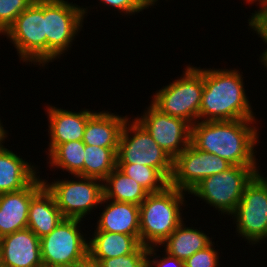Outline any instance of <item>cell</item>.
Returning <instances> with one entry per match:
<instances>
[{
  "instance_id": "cell-1",
  "label": "cell",
  "mask_w": 267,
  "mask_h": 267,
  "mask_svg": "<svg viewBox=\"0 0 267 267\" xmlns=\"http://www.w3.org/2000/svg\"><path fill=\"white\" fill-rule=\"evenodd\" d=\"M261 118L232 121H197L190 143L201 151L226 159L232 165L258 166L256 146L263 128ZM259 124V126H258Z\"/></svg>"
},
{
  "instance_id": "cell-2",
  "label": "cell",
  "mask_w": 267,
  "mask_h": 267,
  "mask_svg": "<svg viewBox=\"0 0 267 267\" xmlns=\"http://www.w3.org/2000/svg\"><path fill=\"white\" fill-rule=\"evenodd\" d=\"M242 74L238 68H203L199 121L257 119Z\"/></svg>"
},
{
  "instance_id": "cell-3",
  "label": "cell",
  "mask_w": 267,
  "mask_h": 267,
  "mask_svg": "<svg viewBox=\"0 0 267 267\" xmlns=\"http://www.w3.org/2000/svg\"><path fill=\"white\" fill-rule=\"evenodd\" d=\"M186 195L188 196L189 193L170 185L161 192L147 195L139 205L140 243L142 245L159 246L183 220L187 219L182 215L183 210L191 205L187 202Z\"/></svg>"
},
{
  "instance_id": "cell-4",
  "label": "cell",
  "mask_w": 267,
  "mask_h": 267,
  "mask_svg": "<svg viewBox=\"0 0 267 267\" xmlns=\"http://www.w3.org/2000/svg\"><path fill=\"white\" fill-rule=\"evenodd\" d=\"M182 74L151 97V103L161 112L187 121L191 126L199 121V109L204 90L203 68L185 65Z\"/></svg>"
},
{
  "instance_id": "cell-5",
  "label": "cell",
  "mask_w": 267,
  "mask_h": 267,
  "mask_svg": "<svg viewBox=\"0 0 267 267\" xmlns=\"http://www.w3.org/2000/svg\"><path fill=\"white\" fill-rule=\"evenodd\" d=\"M91 9L68 0H45L46 67L71 51Z\"/></svg>"
},
{
  "instance_id": "cell-6",
  "label": "cell",
  "mask_w": 267,
  "mask_h": 267,
  "mask_svg": "<svg viewBox=\"0 0 267 267\" xmlns=\"http://www.w3.org/2000/svg\"><path fill=\"white\" fill-rule=\"evenodd\" d=\"M260 167L232 165L226 171L204 178L189 195L213 207L219 216L229 217L238 206L246 185L260 172Z\"/></svg>"
},
{
  "instance_id": "cell-7",
  "label": "cell",
  "mask_w": 267,
  "mask_h": 267,
  "mask_svg": "<svg viewBox=\"0 0 267 267\" xmlns=\"http://www.w3.org/2000/svg\"><path fill=\"white\" fill-rule=\"evenodd\" d=\"M3 37L13 44L20 62L46 68L45 0H35L22 11Z\"/></svg>"
},
{
  "instance_id": "cell-8",
  "label": "cell",
  "mask_w": 267,
  "mask_h": 267,
  "mask_svg": "<svg viewBox=\"0 0 267 267\" xmlns=\"http://www.w3.org/2000/svg\"><path fill=\"white\" fill-rule=\"evenodd\" d=\"M42 180L64 218L86 222V217L98 209L104 197L103 181L97 178L68 175L64 180L58 177L52 178V182L45 178Z\"/></svg>"
},
{
  "instance_id": "cell-9",
  "label": "cell",
  "mask_w": 267,
  "mask_h": 267,
  "mask_svg": "<svg viewBox=\"0 0 267 267\" xmlns=\"http://www.w3.org/2000/svg\"><path fill=\"white\" fill-rule=\"evenodd\" d=\"M83 222L81 219L63 218L49 234L40 238L43 266L88 264L89 235Z\"/></svg>"
},
{
  "instance_id": "cell-10",
  "label": "cell",
  "mask_w": 267,
  "mask_h": 267,
  "mask_svg": "<svg viewBox=\"0 0 267 267\" xmlns=\"http://www.w3.org/2000/svg\"><path fill=\"white\" fill-rule=\"evenodd\" d=\"M261 172L246 185L238 206L229 216L236 237L254 247L267 241V180Z\"/></svg>"
},
{
  "instance_id": "cell-11",
  "label": "cell",
  "mask_w": 267,
  "mask_h": 267,
  "mask_svg": "<svg viewBox=\"0 0 267 267\" xmlns=\"http://www.w3.org/2000/svg\"><path fill=\"white\" fill-rule=\"evenodd\" d=\"M134 117H129L123 126L117 149V164L153 167L169 181L173 172V159Z\"/></svg>"
},
{
  "instance_id": "cell-12",
  "label": "cell",
  "mask_w": 267,
  "mask_h": 267,
  "mask_svg": "<svg viewBox=\"0 0 267 267\" xmlns=\"http://www.w3.org/2000/svg\"><path fill=\"white\" fill-rule=\"evenodd\" d=\"M145 109L140 115H136L135 119L159 147L174 159L190 144L191 125L181 118L161 112L150 102Z\"/></svg>"
},
{
  "instance_id": "cell-13",
  "label": "cell",
  "mask_w": 267,
  "mask_h": 267,
  "mask_svg": "<svg viewBox=\"0 0 267 267\" xmlns=\"http://www.w3.org/2000/svg\"><path fill=\"white\" fill-rule=\"evenodd\" d=\"M226 159L196 149L191 143L173 159V172L169 185L189 193L204 178L230 168Z\"/></svg>"
},
{
  "instance_id": "cell-14",
  "label": "cell",
  "mask_w": 267,
  "mask_h": 267,
  "mask_svg": "<svg viewBox=\"0 0 267 267\" xmlns=\"http://www.w3.org/2000/svg\"><path fill=\"white\" fill-rule=\"evenodd\" d=\"M48 119V148L45 149L48 156L59 144L72 141H82L88 118L95 112L92 109H81L78 112L71 109H63L45 106ZM71 110V111H70Z\"/></svg>"
},
{
  "instance_id": "cell-15",
  "label": "cell",
  "mask_w": 267,
  "mask_h": 267,
  "mask_svg": "<svg viewBox=\"0 0 267 267\" xmlns=\"http://www.w3.org/2000/svg\"><path fill=\"white\" fill-rule=\"evenodd\" d=\"M42 178L20 191L0 194V238L27 228L30 201L44 187Z\"/></svg>"
},
{
  "instance_id": "cell-16",
  "label": "cell",
  "mask_w": 267,
  "mask_h": 267,
  "mask_svg": "<svg viewBox=\"0 0 267 267\" xmlns=\"http://www.w3.org/2000/svg\"><path fill=\"white\" fill-rule=\"evenodd\" d=\"M0 248L8 267H43L40 238L29 228L1 237Z\"/></svg>"
},
{
  "instance_id": "cell-17",
  "label": "cell",
  "mask_w": 267,
  "mask_h": 267,
  "mask_svg": "<svg viewBox=\"0 0 267 267\" xmlns=\"http://www.w3.org/2000/svg\"><path fill=\"white\" fill-rule=\"evenodd\" d=\"M104 207L95 222L94 231H106L133 235L140 241L139 205L118 202L103 197L100 207Z\"/></svg>"
},
{
  "instance_id": "cell-18",
  "label": "cell",
  "mask_w": 267,
  "mask_h": 267,
  "mask_svg": "<svg viewBox=\"0 0 267 267\" xmlns=\"http://www.w3.org/2000/svg\"><path fill=\"white\" fill-rule=\"evenodd\" d=\"M39 167L7 146H0V194L20 191L29 186L40 175Z\"/></svg>"
},
{
  "instance_id": "cell-19",
  "label": "cell",
  "mask_w": 267,
  "mask_h": 267,
  "mask_svg": "<svg viewBox=\"0 0 267 267\" xmlns=\"http://www.w3.org/2000/svg\"><path fill=\"white\" fill-rule=\"evenodd\" d=\"M97 111L95 110L88 118L83 143L90 146L118 148L123 126L129 115L122 116L108 110Z\"/></svg>"
},
{
  "instance_id": "cell-20",
  "label": "cell",
  "mask_w": 267,
  "mask_h": 267,
  "mask_svg": "<svg viewBox=\"0 0 267 267\" xmlns=\"http://www.w3.org/2000/svg\"><path fill=\"white\" fill-rule=\"evenodd\" d=\"M184 221L173 231V233L159 245L160 250L164 248L168 255L185 261L194 253L204 249L212 241L209 234H206L200 227H187ZM201 229V230H200ZM161 246H163L161 248Z\"/></svg>"
},
{
  "instance_id": "cell-21",
  "label": "cell",
  "mask_w": 267,
  "mask_h": 267,
  "mask_svg": "<svg viewBox=\"0 0 267 267\" xmlns=\"http://www.w3.org/2000/svg\"><path fill=\"white\" fill-rule=\"evenodd\" d=\"M63 218L53 195L44 186L30 201L27 228L42 238L49 234Z\"/></svg>"
},
{
  "instance_id": "cell-22",
  "label": "cell",
  "mask_w": 267,
  "mask_h": 267,
  "mask_svg": "<svg viewBox=\"0 0 267 267\" xmlns=\"http://www.w3.org/2000/svg\"><path fill=\"white\" fill-rule=\"evenodd\" d=\"M91 233H87L89 235L88 258H113L128 255L141 245L133 235L106 231H92Z\"/></svg>"
},
{
  "instance_id": "cell-23",
  "label": "cell",
  "mask_w": 267,
  "mask_h": 267,
  "mask_svg": "<svg viewBox=\"0 0 267 267\" xmlns=\"http://www.w3.org/2000/svg\"><path fill=\"white\" fill-rule=\"evenodd\" d=\"M104 198L140 205L149 194L137 181L116 167L103 180Z\"/></svg>"
},
{
  "instance_id": "cell-24",
  "label": "cell",
  "mask_w": 267,
  "mask_h": 267,
  "mask_svg": "<svg viewBox=\"0 0 267 267\" xmlns=\"http://www.w3.org/2000/svg\"><path fill=\"white\" fill-rule=\"evenodd\" d=\"M85 144L83 141H72L59 144L47 157L46 164L51 171L63 170L68 175L84 177ZM50 164V165H49ZM52 168V169H51Z\"/></svg>"
},
{
  "instance_id": "cell-25",
  "label": "cell",
  "mask_w": 267,
  "mask_h": 267,
  "mask_svg": "<svg viewBox=\"0 0 267 267\" xmlns=\"http://www.w3.org/2000/svg\"><path fill=\"white\" fill-rule=\"evenodd\" d=\"M117 149L85 145L84 177L103 181L117 167Z\"/></svg>"
},
{
  "instance_id": "cell-26",
  "label": "cell",
  "mask_w": 267,
  "mask_h": 267,
  "mask_svg": "<svg viewBox=\"0 0 267 267\" xmlns=\"http://www.w3.org/2000/svg\"><path fill=\"white\" fill-rule=\"evenodd\" d=\"M127 176L137 181L149 194L163 191L169 181L155 168L137 164H117Z\"/></svg>"
},
{
  "instance_id": "cell-27",
  "label": "cell",
  "mask_w": 267,
  "mask_h": 267,
  "mask_svg": "<svg viewBox=\"0 0 267 267\" xmlns=\"http://www.w3.org/2000/svg\"><path fill=\"white\" fill-rule=\"evenodd\" d=\"M148 248L141 244L128 255L113 258H88V264L95 267H147Z\"/></svg>"
},
{
  "instance_id": "cell-28",
  "label": "cell",
  "mask_w": 267,
  "mask_h": 267,
  "mask_svg": "<svg viewBox=\"0 0 267 267\" xmlns=\"http://www.w3.org/2000/svg\"><path fill=\"white\" fill-rule=\"evenodd\" d=\"M35 0H0V37Z\"/></svg>"
},
{
  "instance_id": "cell-29",
  "label": "cell",
  "mask_w": 267,
  "mask_h": 267,
  "mask_svg": "<svg viewBox=\"0 0 267 267\" xmlns=\"http://www.w3.org/2000/svg\"><path fill=\"white\" fill-rule=\"evenodd\" d=\"M216 245L214 241H212L208 246L204 249L197 251L190 258L184 261V267H220L219 259H221L222 255H220V249H215ZM219 251V252H218Z\"/></svg>"
},
{
  "instance_id": "cell-30",
  "label": "cell",
  "mask_w": 267,
  "mask_h": 267,
  "mask_svg": "<svg viewBox=\"0 0 267 267\" xmlns=\"http://www.w3.org/2000/svg\"><path fill=\"white\" fill-rule=\"evenodd\" d=\"M99 4L104 6L103 8H107L110 10L118 11L120 15L129 17L135 14H138L145 10V8L138 2V0H98Z\"/></svg>"
},
{
  "instance_id": "cell-31",
  "label": "cell",
  "mask_w": 267,
  "mask_h": 267,
  "mask_svg": "<svg viewBox=\"0 0 267 267\" xmlns=\"http://www.w3.org/2000/svg\"><path fill=\"white\" fill-rule=\"evenodd\" d=\"M159 248V246L148 248L147 267H184V261L168 255L165 251H160ZM158 251L163 252L162 257Z\"/></svg>"
},
{
  "instance_id": "cell-32",
  "label": "cell",
  "mask_w": 267,
  "mask_h": 267,
  "mask_svg": "<svg viewBox=\"0 0 267 267\" xmlns=\"http://www.w3.org/2000/svg\"><path fill=\"white\" fill-rule=\"evenodd\" d=\"M248 26L258 38L267 39V6L248 23Z\"/></svg>"
},
{
  "instance_id": "cell-33",
  "label": "cell",
  "mask_w": 267,
  "mask_h": 267,
  "mask_svg": "<svg viewBox=\"0 0 267 267\" xmlns=\"http://www.w3.org/2000/svg\"><path fill=\"white\" fill-rule=\"evenodd\" d=\"M247 3L248 5H253L255 3V6H259L257 7V9L259 8L257 11L255 10L253 11L254 13H251L252 15L249 16L247 23H249L264 7L267 6V0H249Z\"/></svg>"
},
{
  "instance_id": "cell-34",
  "label": "cell",
  "mask_w": 267,
  "mask_h": 267,
  "mask_svg": "<svg viewBox=\"0 0 267 267\" xmlns=\"http://www.w3.org/2000/svg\"><path fill=\"white\" fill-rule=\"evenodd\" d=\"M2 119L0 118V146L4 145L5 141L7 140L9 136V131L4 127L3 122H1Z\"/></svg>"
},
{
  "instance_id": "cell-35",
  "label": "cell",
  "mask_w": 267,
  "mask_h": 267,
  "mask_svg": "<svg viewBox=\"0 0 267 267\" xmlns=\"http://www.w3.org/2000/svg\"><path fill=\"white\" fill-rule=\"evenodd\" d=\"M263 41L264 44L267 45V39H261ZM259 62L260 65H264V68H266V71H267V48H265V50L263 49V52L259 54Z\"/></svg>"
},
{
  "instance_id": "cell-36",
  "label": "cell",
  "mask_w": 267,
  "mask_h": 267,
  "mask_svg": "<svg viewBox=\"0 0 267 267\" xmlns=\"http://www.w3.org/2000/svg\"><path fill=\"white\" fill-rule=\"evenodd\" d=\"M168 2V0H165ZM138 2L147 10L150 8H156L155 5L159 3V0H138Z\"/></svg>"
},
{
  "instance_id": "cell-37",
  "label": "cell",
  "mask_w": 267,
  "mask_h": 267,
  "mask_svg": "<svg viewBox=\"0 0 267 267\" xmlns=\"http://www.w3.org/2000/svg\"><path fill=\"white\" fill-rule=\"evenodd\" d=\"M85 265H60V266H43V267H84Z\"/></svg>"
},
{
  "instance_id": "cell-38",
  "label": "cell",
  "mask_w": 267,
  "mask_h": 267,
  "mask_svg": "<svg viewBox=\"0 0 267 267\" xmlns=\"http://www.w3.org/2000/svg\"><path fill=\"white\" fill-rule=\"evenodd\" d=\"M2 263V251H1V248H0V264Z\"/></svg>"
},
{
  "instance_id": "cell-39",
  "label": "cell",
  "mask_w": 267,
  "mask_h": 267,
  "mask_svg": "<svg viewBox=\"0 0 267 267\" xmlns=\"http://www.w3.org/2000/svg\"><path fill=\"white\" fill-rule=\"evenodd\" d=\"M0 267H8L7 265H5L4 263L0 264Z\"/></svg>"
},
{
  "instance_id": "cell-40",
  "label": "cell",
  "mask_w": 267,
  "mask_h": 267,
  "mask_svg": "<svg viewBox=\"0 0 267 267\" xmlns=\"http://www.w3.org/2000/svg\"><path fill=\"white\" fill-rule=\"evenodd\" d=\"M84 267H91V265H90V264H87V265H85Z\"/></svg>"
}]
</instances>
